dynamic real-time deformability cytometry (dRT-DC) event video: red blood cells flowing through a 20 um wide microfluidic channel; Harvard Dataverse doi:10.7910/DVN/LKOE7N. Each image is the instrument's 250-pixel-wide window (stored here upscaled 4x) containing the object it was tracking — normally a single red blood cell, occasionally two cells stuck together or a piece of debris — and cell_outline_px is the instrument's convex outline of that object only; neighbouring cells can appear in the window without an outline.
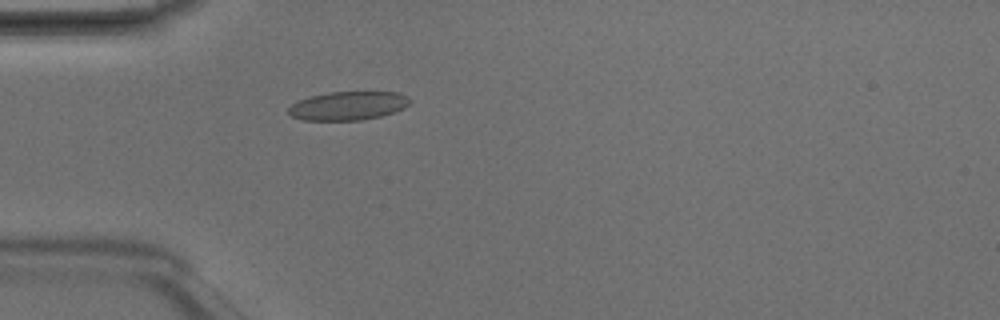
{"species": "Egyptian fruit bat (a non-hibernating species)", "species_latin": "Rousettus aegyptiacus", "temperature_condition": "room temperature", "stored_images_in_passage": 2, "camera_frame_rate_fps": 3000, "um_per_image_px": 0.085, "animal": {"sex": "male"}, "frame": {"image": 1, "passage_image": 2, "time_ms": 0.333, "image_size_px": [1000, 320], "cell_outline_px": [[412, 100], [404, 108], [380, 116], [360, 120], [304, 120], [292, 116], [288, 112], [288, 108], [292, 104], [300, 100], [312, 96], [328, 92], [400, 92], [408, 96]], "centroid_in_image_um": [29.61, 8.98], "position_along_channel_um": 55.4, "area_um2": 20.11}}